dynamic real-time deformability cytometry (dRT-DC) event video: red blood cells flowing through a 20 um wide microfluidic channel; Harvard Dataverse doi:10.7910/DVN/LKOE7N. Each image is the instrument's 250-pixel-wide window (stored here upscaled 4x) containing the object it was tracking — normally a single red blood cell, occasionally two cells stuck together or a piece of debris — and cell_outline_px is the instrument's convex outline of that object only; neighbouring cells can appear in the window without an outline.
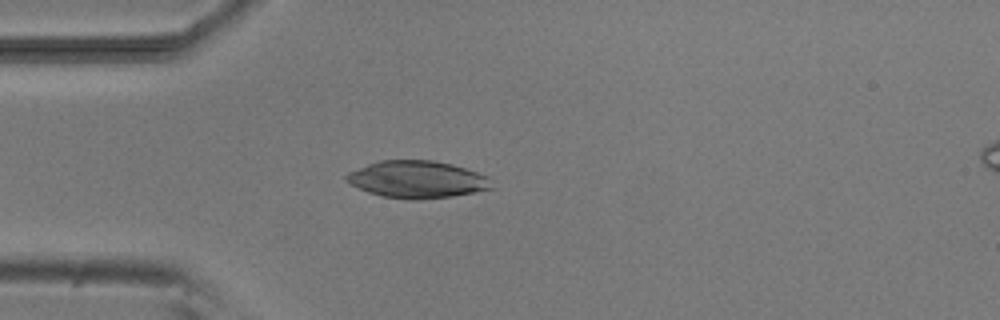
{"species": "common noctule bat (a hibernating species)", "species_latin": "Nyctalus noctula", "temperature_condition": "room temperature", "stored_images_in_passage": 2, "camera_frame_rate_fps": 3000, "um_per_image_px": 0.085, "animal": {"sex": "male", "body_mass_g": 20.5, "forearm_length_mm": 52.5}, "frame": {"image": 1, "passage_image": 1, "time_ms": 0.0, "image_size_px": [1000, 320], "cell_outline_px": [[496, 188], [452, 196], [416, 200], [412, 200], [384, 196], [368, 192], [344, 180], [344, 176], [348, 172], [368, 164], [380, 160], [432, 160], [452, 164], [488, 176]], "centroid_in_image_um": [35.48, 15.25], "position_along_channel_um": 49.5, "area_um2": 31.44}}